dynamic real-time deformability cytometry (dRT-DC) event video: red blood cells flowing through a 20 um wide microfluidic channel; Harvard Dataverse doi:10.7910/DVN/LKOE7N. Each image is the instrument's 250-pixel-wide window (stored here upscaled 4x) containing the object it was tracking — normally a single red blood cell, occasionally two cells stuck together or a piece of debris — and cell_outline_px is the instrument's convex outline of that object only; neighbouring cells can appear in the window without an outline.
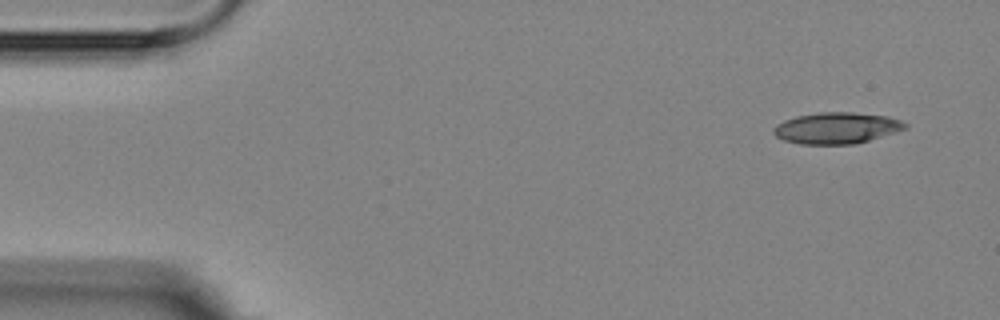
{"species": "Egyptian fruit bat (a non-hibernating species)", "species_latin": "Rousettus aegyptiacus", "temperature_condition": "room temperature", "stored_images_in_passage": 4, "camera_frame_rate_fps": 3000, "um_per_image_px": 0.085, "animal": {"sex": "female"}, "frame": {"image": 1, "passage_image": 1, "time_ms": 0.0, "image_size_px": [1000, 320], "cell_outline_px": [[908, 128], [896, 132], [856, 144], [800, 144], [784, 140], [776, 136], [772, 132], [772, 128], [776, 124], [784, 120], [796, 116], [820, 112], [852, 112], [888, 116], [900, 120], [908, 124]], "centroid_in_image_um": [71.11, 10.88], "position_along_channel_um": 13.9, "area_um2": 24.16}}
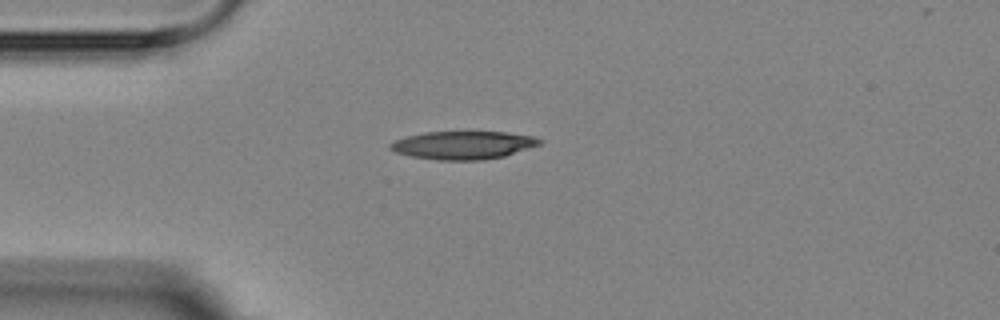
{"frame": {"image": 2, "passage_image": 4, "time_ms": 3.333, "image_size_px": [1000, 320], "cell_outline_px": [[544, 140], [540, 144], [504, 156], [484, 160], [440, 160], [412, 156], [396, 152], [388, 148], [388, 144], [396, 140], [408, 136], [424, 132], [504, 132], [532, 136]], "centroid_in_image_um": [39.36, 12.33], "position_along_channel_um": 45.6, "area_um2": 24.22}}